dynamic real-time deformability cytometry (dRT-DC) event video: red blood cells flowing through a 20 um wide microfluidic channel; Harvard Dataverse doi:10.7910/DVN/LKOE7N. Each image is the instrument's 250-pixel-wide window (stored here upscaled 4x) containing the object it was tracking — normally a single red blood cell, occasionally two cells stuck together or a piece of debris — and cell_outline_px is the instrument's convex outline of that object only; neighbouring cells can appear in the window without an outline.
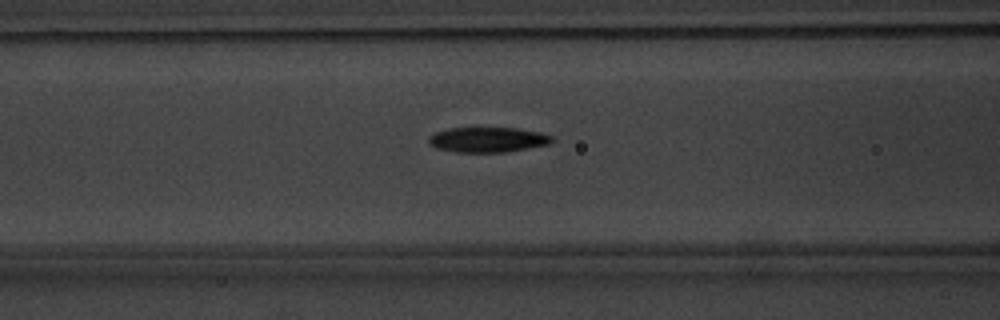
{"species": "common noctule bat (a hibernating species)", "species_latin": "Nyctalus noctula", "temperature_condition": "warm", "stored_images_in_passage": 54, "camera_frame_rate_fps": 3000, "um_per_image_px": 0.085, "animal": {"sex": "male", "body_mass_g": 20.1, "forearm_length_mm": 53.5}, "frame": {"image": 1, "passage_image": 23, "time_ms": 7.333, "image_size_px": [1000, 320], "cell_outline_px": [[556, 140], [548, 144], [504, 152], [456, 152], [436, 148], [428, 144], [428, 136], [436, 132], [448, 128], [516, 128], [540, 132], [552, 136]], "centroid_in_image_um": [41.43, 11.87], "position_along_channel_um": 125.2, "area_um2": 18.03}}
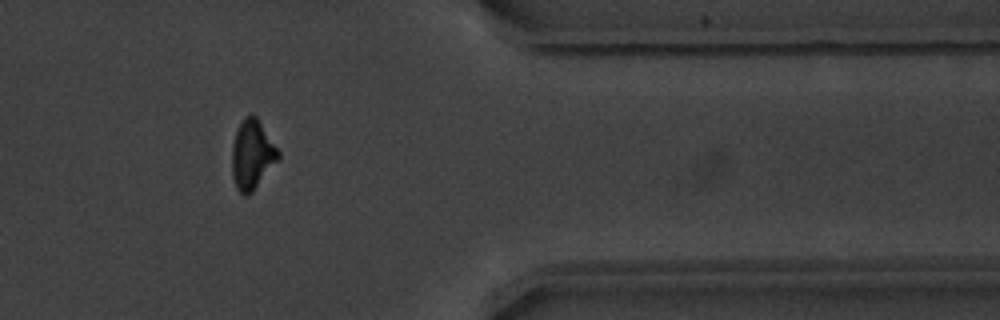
{"frame": {"image": 2, "passage_image": 45, "time_ms": 14.667, "image_size_px": [1000, 320], "cell_outline_px": [[280, 160], [252, 192], [248, 196], [244, 196], [236, 188], [232, 176], [232, 144], [236, 132], [244, 116], [256, 116], [280, 152]], "centroid_in_image_um": [21.44, 13.19], "position_along_channel_um": 390.0, "area_um2": 18.79}}
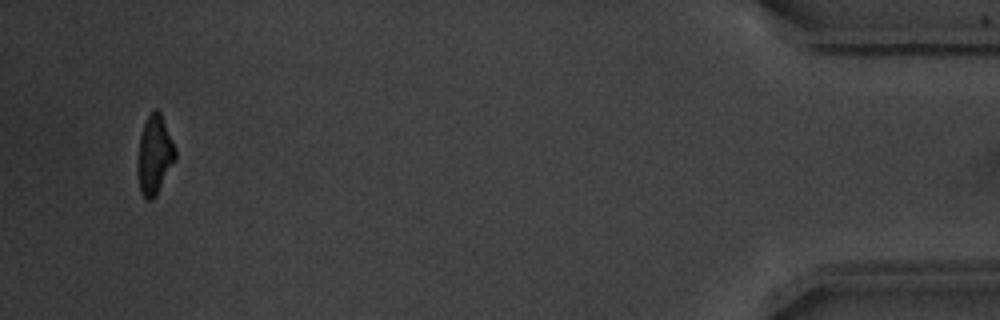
{"frame": {"image": 3, "passage_image": 52, "time_ms": 17.0, "image_size_px": [1000, 320], "cell_outline_px": [[176, 160], [156, 196], [152, 200], [148, 200], [140, 192], [136, 172], [136, 168], [140, 136], [144, 124], [148, 116], [156, 108], [160, 112], [176, 148]], "centroid_in_image_um": [13.13, 13.21], "position_along_channel_um": 422.1, "area_um2": 17.51}, "authors_computed_cell_mechanics": {"area_um2": 18.0914, "velocity_mm_per_s": 3.8389, "shape_relaxation_time_tau1_ms": 2.3632, "shape_relaxation_time_tau2_ms": 7.3956, "deformation_change_tau1": 0.1304, "deformation_change_tau2": 0.1512}}